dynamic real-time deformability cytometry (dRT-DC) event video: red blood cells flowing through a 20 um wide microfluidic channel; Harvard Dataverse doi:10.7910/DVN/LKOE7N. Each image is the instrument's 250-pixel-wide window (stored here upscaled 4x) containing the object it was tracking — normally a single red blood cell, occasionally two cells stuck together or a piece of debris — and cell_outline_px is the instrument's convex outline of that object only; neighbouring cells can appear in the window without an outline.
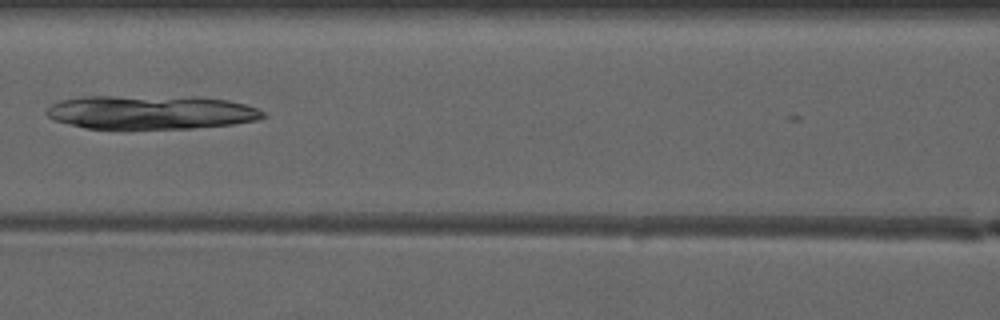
{"species": "common noctule bat (a hibernating species)", "species_latin": "Nyctalus noctula", "temperature_condition": "warm", "stored_images_in_passage": 7, "camera_frame_rate_fps": 3000, "um_per_image_px": 0.085, "animal": {"sex": "male", "forearm_length_mm": 52.5}, "frame": {"image": 1, "passage_image": 7, "time_ms": 7.0, "image_size_px": [1000, 320], "cell_outline_px": [[264, 116], [256, 120], [232, 124], [192, 128], [84, 128], [68, 124], [56, 120], [48, 116], [44, 112], [52, 104], [60, 100], [84, 96], [196, 96], [228, 100], [244, 104], [256, 108], [264, 112]], "centroid_in_image_um": [12.81, 9.52], "position_along_channel_um": 153.8, "area_um2": 42.71}}